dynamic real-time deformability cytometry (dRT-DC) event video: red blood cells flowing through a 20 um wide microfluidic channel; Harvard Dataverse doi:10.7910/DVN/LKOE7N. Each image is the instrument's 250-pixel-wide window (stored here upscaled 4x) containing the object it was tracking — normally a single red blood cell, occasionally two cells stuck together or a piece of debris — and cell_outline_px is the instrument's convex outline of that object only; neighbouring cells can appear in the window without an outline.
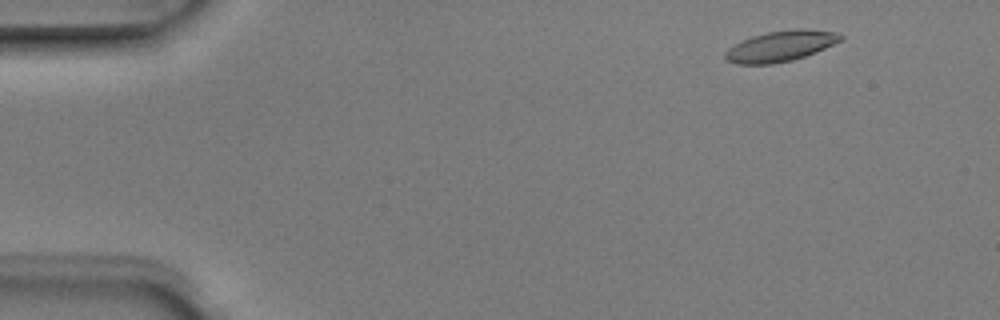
{"species": "Egyptian fruit bat (a non-hibernating species)", "species_latin": "Rousettus aegyptiacus", "temperature_condition": "room temperature", "stored_images_in_passage": 6, "camera_frame_rate_fps": 3000, "um_per_image_px": 0.085, "animal": {"sex": "male"}, "frame": {"image": 1, "passage_image": 2, "time_ms": 0.333, "image_size_px": [1000, 320], "cell_outline_px": [[844, 40], [816, 52], [792, 60], [772, 64], [736, 64], [724, 60], [724, 52], [728, 48], [752, 36], [768, 32], [796, 28], [804, 28], [840, 32], [844, 36]], "centroid_in_image_um": [66.4, 3.91], "position_along_channel_um": 18.6, "area_um2": 20.87}}
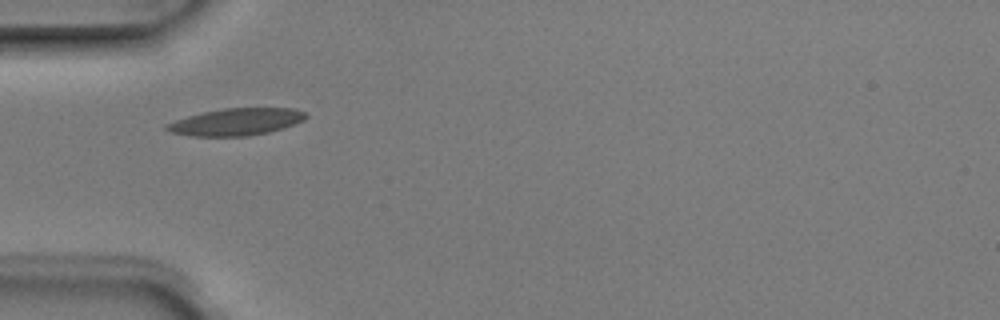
{"frame": {"image": 2, "passage_image": 5, "time_ms": 1.333, "image_size_px": [1000, 320], "cell_outline_px": [[308, 116], [304, 120], [284, 128], [268, 132], [248, 136], [188, 136], [168, 132], [164, 128], [164, 124], [188, 116], [204, 112], [224, 108], [292, 108], [304, 112]], "centroid_in_image_um": [20.04, 10.36], "position_along_channel_um": 65.0, "area_um2": 22.02}}
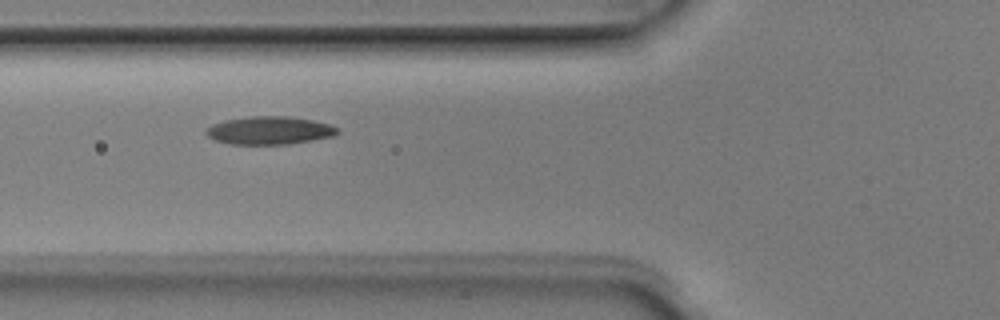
{"frame": {"image": 3, "passage_image": 6, "time_ms": 1.667, "image_size_px": [1000, 320], "cell_outline_px": [[340, 132], [336, 136], [288, 144], [228, 144], [216, 140], [208, 136], [204, 132], [204, 128], [212, 124], [224, 120], [248, 116], [288, 116], [312, 120], [332, 124], [340, 128]], "centroid_in_image_um": [22.93, 11.08], "position_along_channel_um": 102.9, "area_um2": 21.79}}